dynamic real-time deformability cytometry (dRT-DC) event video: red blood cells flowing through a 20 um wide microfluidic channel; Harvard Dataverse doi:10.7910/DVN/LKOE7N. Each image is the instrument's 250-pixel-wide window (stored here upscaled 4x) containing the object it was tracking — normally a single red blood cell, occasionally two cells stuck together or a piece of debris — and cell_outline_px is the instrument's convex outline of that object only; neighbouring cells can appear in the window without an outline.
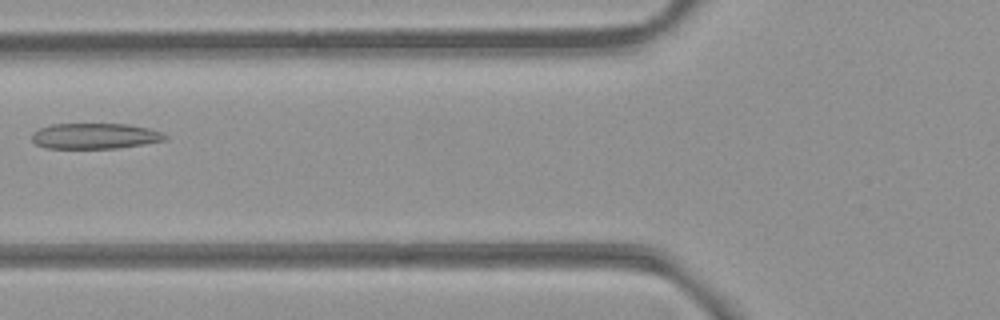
{"species": "common noctule bat (a hibernating species)", "species_latin": "Nyctalus noctula", "temperature_condition": "room temperature", "stored_images_in_passage": 6, "camera_frame_rate_fps": 3000, "um_per_image_px": 0.085, "animal": {"sex": "female", "body_mass_g": 21.9}, "frame": {"image": 1, "passage_image": 6, "time_ms": 1.667, "image_size_px": [1000, 320], "cell_outline_px": [[168, 136], [164, 140], [144, 144], [116, 148], [48, 148], [36, 144], [32, 140], [32, 132], [40, 128], [52, 124], [128, 124], [148, 128], [160, 132]], "centroid_in_image_um": [8.05, 11.56], "position_along_channel_um": 117.7, "area_um2": 19.77}}